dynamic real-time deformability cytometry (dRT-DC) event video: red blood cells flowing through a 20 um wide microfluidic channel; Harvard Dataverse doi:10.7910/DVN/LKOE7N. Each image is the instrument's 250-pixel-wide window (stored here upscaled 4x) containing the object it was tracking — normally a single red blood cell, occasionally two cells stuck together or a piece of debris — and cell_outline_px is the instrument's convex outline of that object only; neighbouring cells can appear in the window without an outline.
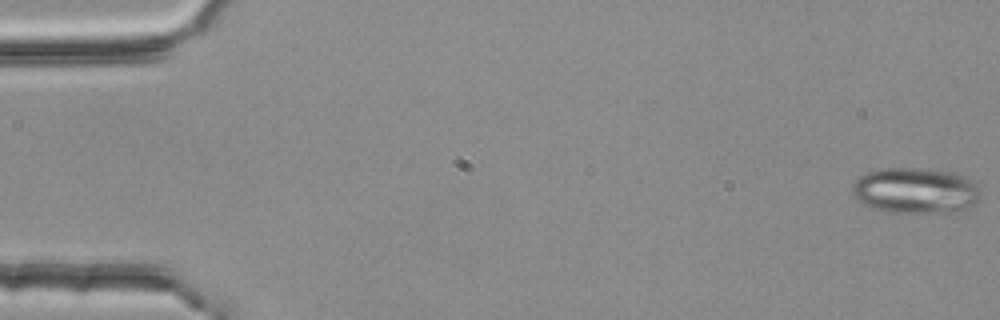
{"species": "common noctule bat (a hibernating species)", "species_latin": "Nyctalus noctula", "temperature_condition": "room temperature", "stored_images_in_passage": 4, "camera_frame_rate_fps": 3000, "um_per_image_px": 0.085, "animal": {"sex": "female", "body_mass_g": 25.1}, "frame": {"image": 1, "passage_image": 1, "time_ms": 0.0, "image_size_px": [1000, 320], "cell_outline_px": [[980, 200], [976, 204], [964, 208], [948, 212], [888, 212], [872, 208], [864, 204], [852, 196], [852, 188], [856, 180], [864, 172], [884, 168], [920, 168], [956, 172], [964, 176], [976, 184], [980, 192]], "centroid_in_image_um": [77.8, 16.18], "position_along_channel_um": 7.2, "area_um2": 34.33}}